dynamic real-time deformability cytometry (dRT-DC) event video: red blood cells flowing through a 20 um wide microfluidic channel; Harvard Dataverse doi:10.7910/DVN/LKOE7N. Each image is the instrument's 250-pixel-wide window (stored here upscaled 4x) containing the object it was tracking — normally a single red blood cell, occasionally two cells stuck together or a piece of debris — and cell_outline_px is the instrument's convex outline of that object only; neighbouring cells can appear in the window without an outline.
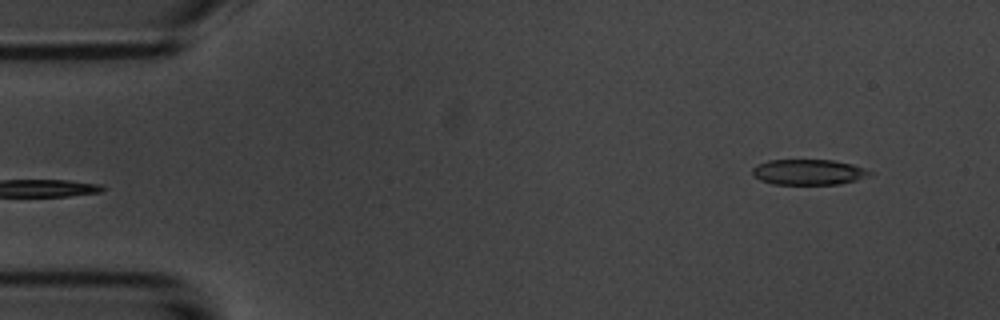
{"species": "common noctule bat (a hibernating species)", "species_latin": "Nyctalus noctula", "temperature_condition": "room temperature", "stored_images_in_passage": 5, "segment_of_instrument_passage": [2, 2], "camera_frame_rate_fps": 3000, "um_per_image_px": 0.085, "animal": {"sex": "male", "body_mass_g": 20.1, "forearm_length_mm": 53.5}, "frame": {"image": 1, "passage_image": 5, "time_ms": 4.667, "image_size_px": [1000, 320], "cell_outline_px": [[876, 172], [872, 176], [840, 184], [772, 184], [760, 180], [752, 176], [752, 168], [756, 164], [768, 160], [832, 160], [852, 164]], "centroid_in_image_um": [68.74, 14.63], "position_along_channel_um": 16.3, "area_um2": 17.74}}